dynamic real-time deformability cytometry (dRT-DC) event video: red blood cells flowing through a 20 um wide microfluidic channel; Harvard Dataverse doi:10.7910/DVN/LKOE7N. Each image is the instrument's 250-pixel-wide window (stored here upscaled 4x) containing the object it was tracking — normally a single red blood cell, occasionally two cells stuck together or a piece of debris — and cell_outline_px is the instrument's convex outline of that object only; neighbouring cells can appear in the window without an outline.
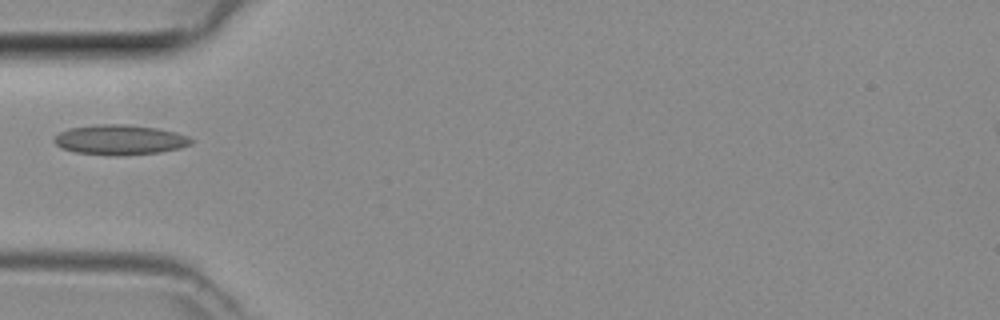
{"species": "common noctule bat (a hibernating species)", "species_latin": "Nyctalus noctula", "temperature_condition": "room temperature", "stored_images_in_passage": 1, "camera_frame_rate_fps": 3000, "um_per_image_px": 0.085, "animal": {"sex": "female", "body_mass_g": 29.2, "forearm_length_mm": 56.3}, "frame": {"image": 1, "passage_image": 1, "time_ms": 0.0, "image_size_px": [1000, 320], "cell_outline_px": [[192, 144], [180, 148], [160, 152], [120, 156], [112, 156], [76, 152], [60, 148], [52, 140], [60, 132], [68, 128], [96, 124], [128, 124], [160, 128], [176, 132], [188, 136], [192, 140]], "centroid_in_image_um": [10.19, 11.88], "position_along_channel_um": 74.8, "area_um2": 24.28}}